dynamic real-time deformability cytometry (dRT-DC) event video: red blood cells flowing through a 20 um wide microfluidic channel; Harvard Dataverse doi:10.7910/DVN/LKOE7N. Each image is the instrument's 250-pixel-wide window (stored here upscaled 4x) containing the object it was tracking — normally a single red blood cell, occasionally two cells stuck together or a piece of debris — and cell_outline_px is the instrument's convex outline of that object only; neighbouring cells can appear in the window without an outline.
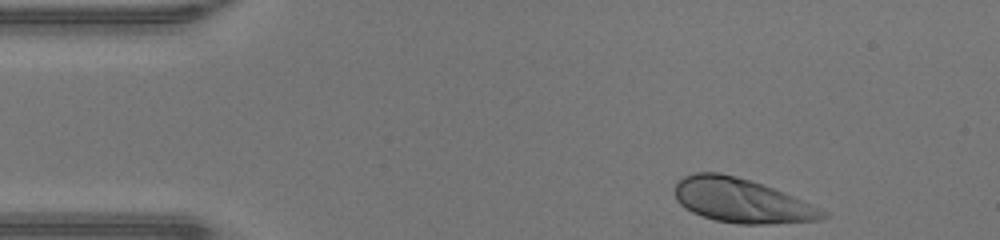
{"species": "human", "species_latin": "Homo sapiens", "temperature_condition": "warm", "stored_images_in_passage": 33, "camera_frame_rate_fps": 3000, "um_per_image_px": 0.085, "donor": {"sex": "male"}, "frame": {"image": 1, "passage_image": 1, "time_ms": 0.0, "image_size_px": [1000, 240], "cell_outline_px": [[828, 216], [820, 220], [768, 224], [740, 224], [716, 220], [692, 212], [684, 208], [676, 200], [676, 184], [684, 176], [696, 172], [720, 172], [736, 176], [772, 188], [792, 196], [828, 212]], "centroid_in_image_um": [63.02, 17.06], "position_along_channel_um": 22.0, "area_um2": 37.63}}
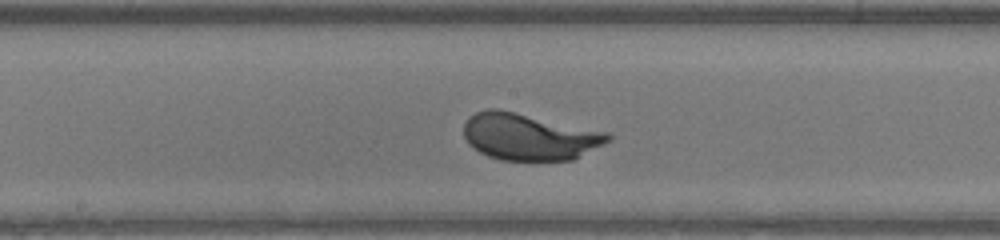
{"frame": {"image": 2, "passage_image": 19, "time_ms": 6.0, "image_size_px": [1000, 240], "cell_outline_px": [[612, 140], [572, 160], [500, 160], [488, 156], [472, 148], [468, 144], [464, 136], [464, 124], [468, 116], [476, 112], [488, 108], [496, 108], [608, 132], [612, 136]], "centroid_in_image_um": [44.96, 11.62], "position_along_channel_um": 203.2, "area_um2": 39.3}}
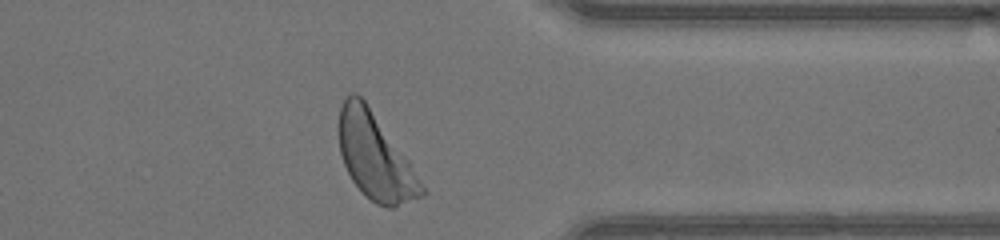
{"frame": {"image": 3, "passage_image": 32, "time_ms": 10.333, "image_size_px": [1000, 240], "cell_outline_px": [[428, 192], [424, 196], [392, 208], [388, 208], [376, 204], [352, 180], [344, 164], [340, 152], [340, 108], [344, 100], [352, 92], [356, 92], [364, 100], [408, 160]], "centroid_in_image_um": [31.92, 13.35], "position_along_channel_um": 379.5, "area_um2": 40.46}, "authors_computed_cell_mechanics": {"area_um2": 38.0902, "velocity_mm_per_s": 4.3221, "shape_relaxation_time_tau1_ms": 1.5312, "shape_relaxation_time_tau2_ms": null, "deformation_change_tau1": 0.156, "deformation_change_tau2": null}}